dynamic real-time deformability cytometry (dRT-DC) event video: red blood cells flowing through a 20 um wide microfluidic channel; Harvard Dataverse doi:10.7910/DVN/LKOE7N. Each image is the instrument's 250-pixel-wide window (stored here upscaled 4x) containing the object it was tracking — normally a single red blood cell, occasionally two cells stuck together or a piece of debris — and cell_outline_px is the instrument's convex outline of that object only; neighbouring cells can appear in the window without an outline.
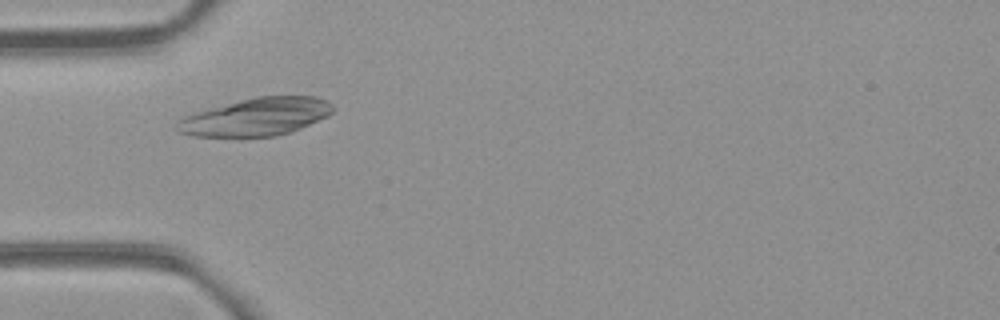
{"species": "common noctule bat (a hibernating species)", "species_latin": "Nyctalus noctula", "temperature_condition": "room temperature", "stored_images_in_passage": 7, "camera_frame_rate_fps": 3000, "um_per_image_px": 0.085, "animal": {"sex": "female", "body_mass_g": 21.9}, "frame": {"image": 1, "passage_image": 4, "time_ms": 3.333, "image_size_px": [1000, 320], "cell_outline_px": [[336, 108], [328, 116], [300, 128], [276, 136], [192, 136], [176, 132], [176, 128], [180, 120], [184, 116], [192, 112], [256, 96], [316, 96], [328, 100]], "centroid_in_image_um": [21.78, 9.92], "position_along_channel_um": 63.2, "area_um2": 34.28}}
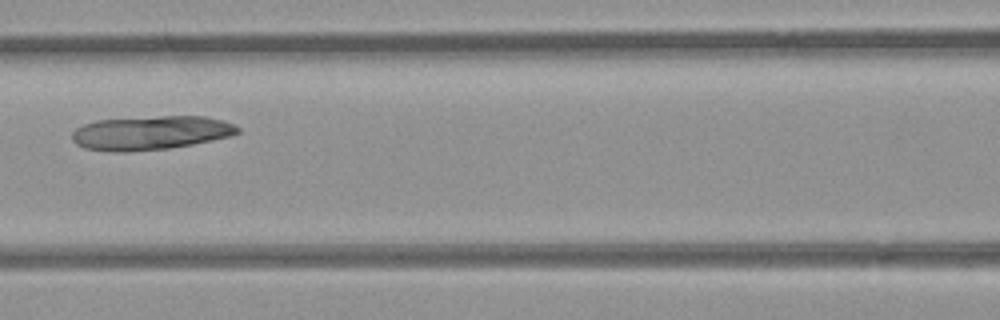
{"frame": {"image": 2, "passage_image": 6, "time_ms": 5.667, "image_size_px": [1000, 320], "cell_outline_px": [[240, 132], [232, 136], [192, 144], [168, 148], [128, 152], [112, 152], [84, 148], [76, 144], [72, 140], [72, 132], [76, 128], [84, 124], [96, 120], [160, 116], [204, 116], [224, 120], [240, 128]], "centroid_in_image_um": [12.8, 11.29], "position_along_channel_um": 153.8, "area_um2": 32.89}}
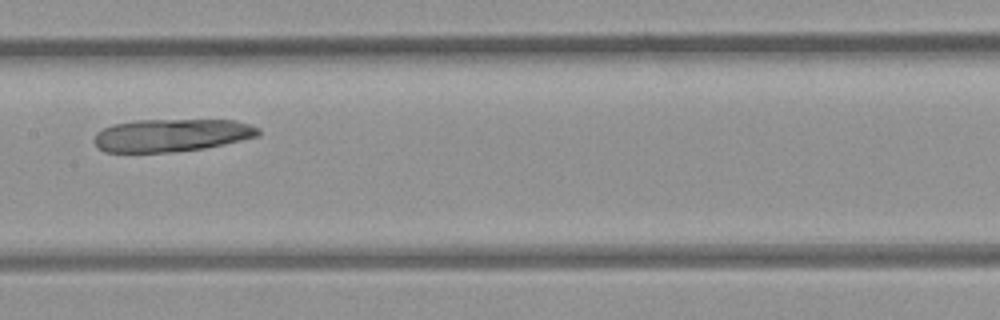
{"frame": {"image": 3, "passage_image": 7, "time_ms": 6.667, "image_size_px": [1000, 320], "cell_outline_px": [[260, 136], [224, 144], [204, 148], [168, 152], [104, 152], [96, 148], [92, 140], [96, 132], [112, 124], [136, 120], [236, 120], [260, 128]], "centroid_in_image_um": [14.55, 11.49], "position_along_channel_um": 192.9, "area_um2": 31.56}}